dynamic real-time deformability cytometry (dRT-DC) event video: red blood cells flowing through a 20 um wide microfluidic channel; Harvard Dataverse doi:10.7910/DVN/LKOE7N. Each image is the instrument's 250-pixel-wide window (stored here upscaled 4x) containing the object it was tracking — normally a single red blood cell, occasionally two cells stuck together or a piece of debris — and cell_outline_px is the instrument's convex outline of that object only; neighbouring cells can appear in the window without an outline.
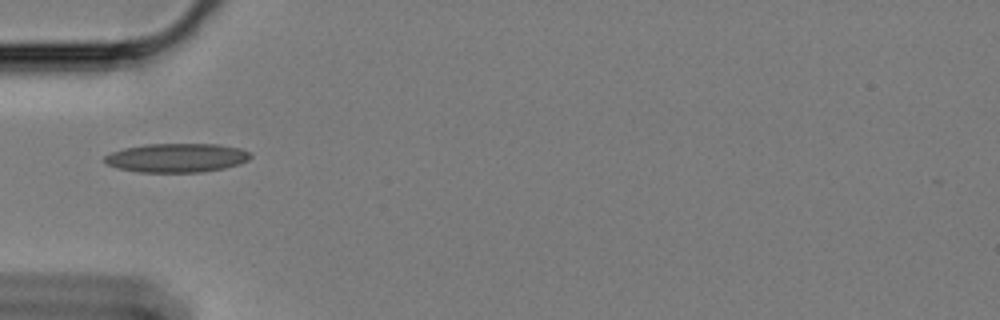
{"species": "Egyptian fruit bat (a non-hibernating species)", "species_latin": "Rousettus aegyptiacus", "temperature_condition": "cold", "stored_images_in_passage": 41, "camera_frame_rate_fps": 3000, "um_per_image_px": 0.085, "animal": {"sex": "female"}, "frame": {"image": 1, "passage_image": 1, "time_ms": 0.0, "image_size_px": [1000, 320], "cell_outline_px": [[252, 156], [248, 160], [240, 164], [224, 168], [204, 172], [140, 172], [120, 168], [108, 164], [104, 160], [104, 156], [112, 152], [124, 148], [144, 144], [220, 144], [240, 148], [252, 152]], "centroid_in_image_um": [15.08, 13.4], "position_along_channel_um": 69.9, "area_um2": 24.68}}
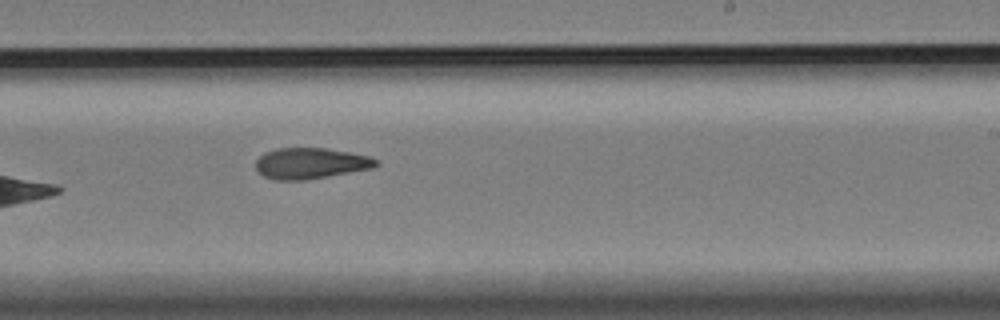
{"frame": {"image": 2, "passage_image": 18, "time_ms": 5.667, "image_size_px": [1000, 320], "cell_outline_px": [[380, 164], [372, 168], [328, 176], [304, 180], [276, 180], [264, 176], [256, 168], [256, 160], [264, 152], [276, 148], [328, 148], [372, 156], [380, 160]], "centroid_in_image_um": [26.44, 13.87], "position_along_channel_um": 262.6, "area_um2": 21.85}}
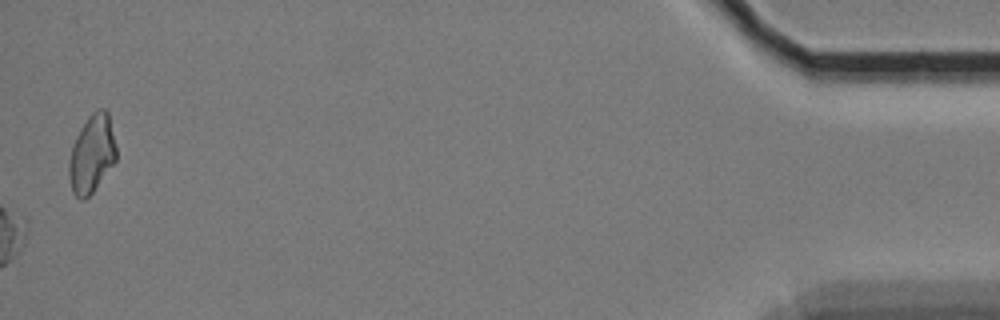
{"frame": {"image": 3, "passage_image": 40, "time_ms": 13.0, "image_size_px": [1000, 320], "cell_outline_px": [[116, 160], [92, 192], [84, 200], [80, 200], [72, 192], [68, 176], [68, 164], [72, 144], [80, 128], [88, 116], [96, 108], [104, 108], [108, 112], [116, 144]], "centroid_in_image_um": [7.79, 13.06], "position_along_channel_um": 427.4, "area_um2": 21.62}, "authors_computed_cell_mechanics": {"area_um2": 21.8484, "velocity_mm_per_s": 3.3912, "shape_relaxation_time_tau1_ms": null, "shape_relaxation_time_tau2_ms": 7.964, "deformation_change_tau1": null, "deformation_change_tau2": 0.1515}}